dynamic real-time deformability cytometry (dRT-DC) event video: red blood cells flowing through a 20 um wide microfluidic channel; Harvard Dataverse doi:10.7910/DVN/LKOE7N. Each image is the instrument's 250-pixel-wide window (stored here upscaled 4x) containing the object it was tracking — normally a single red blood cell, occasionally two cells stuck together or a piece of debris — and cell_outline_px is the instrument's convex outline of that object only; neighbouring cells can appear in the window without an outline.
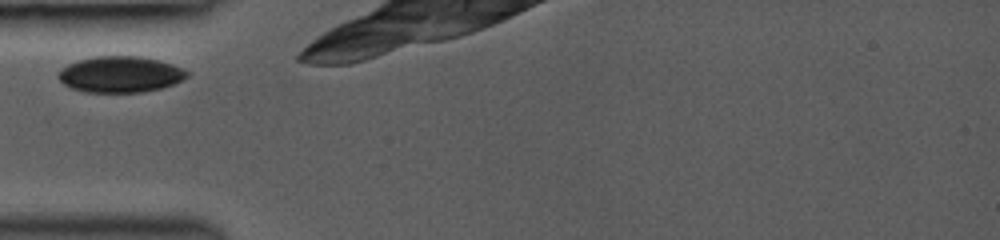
{"species": "common noctule bat (a hibernating species)", "species_latin": "Nyctalus noctula", "temperature_condition": "room temperature", "stored_images_in_passage": 6, "camera_frame_rate_fps": 3000, "um_per_image_px": 0.085, "animal": {"sex": "female", "body_mass_g": 19.0, "forearm_length_mm": 53.3}, "frame": {"image": 1, "passage_image": 1, "time_ms": 0.0, "image_size_px": [1000, 240], "cell_outline_px": [[188, 76], [172, 84], [160, 88], [140, 92], [84, 92], [72, 88], [64, 84], [56, 76], [60, 68], [68, 64], [80, 60], [96, 56], [140, 56], [160, 60], [172, 64], [188, 72]], "centroid_in_image_um": [10.18, 6.31], "position_along_channel_um": 74.8, "area_um2": 26.93}}